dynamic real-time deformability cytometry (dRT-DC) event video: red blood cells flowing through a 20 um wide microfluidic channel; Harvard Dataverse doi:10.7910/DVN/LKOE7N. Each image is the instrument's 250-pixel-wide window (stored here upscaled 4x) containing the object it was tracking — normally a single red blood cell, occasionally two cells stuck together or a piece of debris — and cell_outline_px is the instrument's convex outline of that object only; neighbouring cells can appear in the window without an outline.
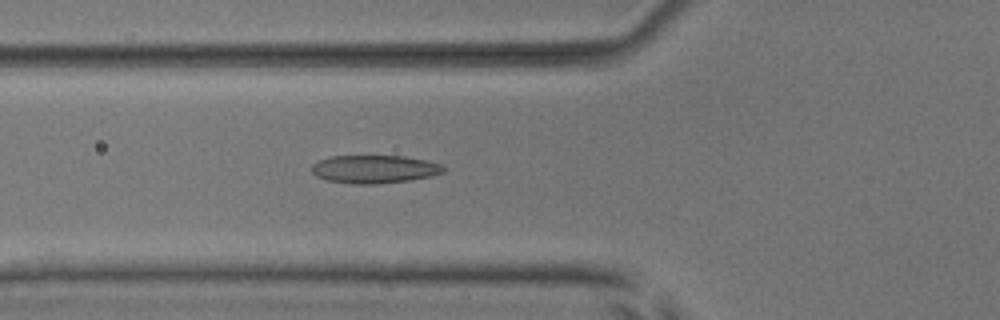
{"species": "common noctule bat (a hibernating species)", "species_latin": "Nyctalus noctula", "temperature_condition": "room temperature", "stored_images_in_passage": 53, "camera_frame_rate_fps": 3000, "um_per_image_px": 0.085, "animal": {"sex": "male", "body_mass_g": 17.9, "forearm_length_mm": 54.2}, "frame": {"image": 1, "passage_image": 20, "time_ms": 6.333, "image_size_px": [1000, 320], "cell_outline_px": [[444, 172], [432, 176], [408, 180], [376, 184], [352, 184], [328, 180], [316, 176], [312, 172], [312, 164], [320, 160], [332, 156], [404, 156], [424, 160], [440, 164], [444, 168]], "centroid_in_image_um": [31.81, 14.38], "position_along_channel_um": 94.0, "area_um2": 21.39}}
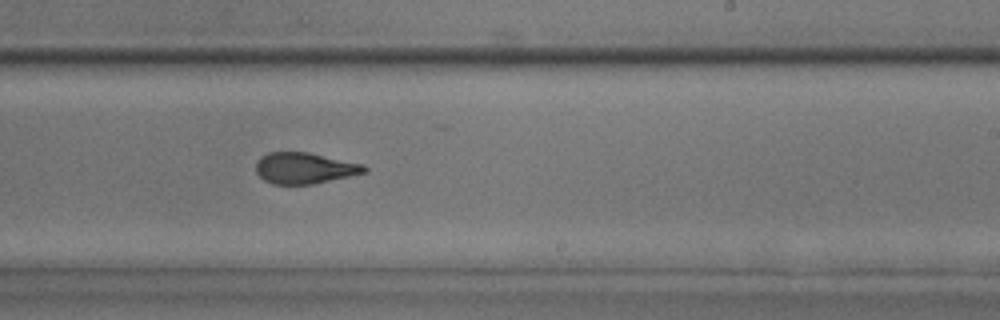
{"frame": {"image": 2, "passage_image": 33, "time_ms": 10.667, "image_size_px": [1000, 320], "cell_outline_px": [[368, 172], [312, 184], [272, 184], [264, 180], [256, 172], [256, 164], [260, 156], [268, 152], [308, 152], [364, 164], [368, 168]], "centroid_in_image_um": [25.89, 14.28], "position_along_channel_um": 263.1, "area_um2": 19.71}}
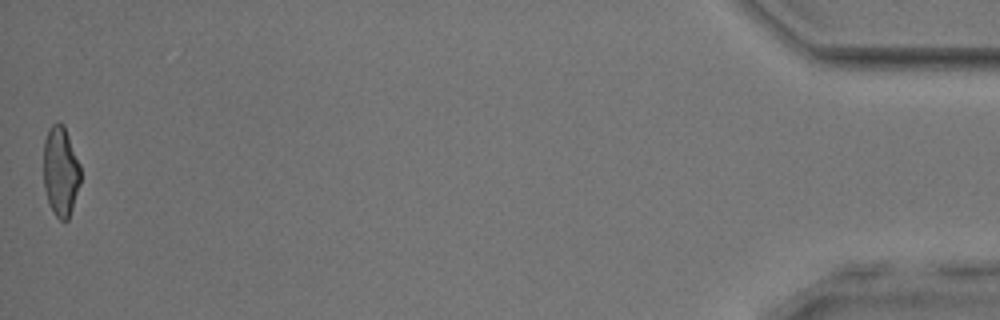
{"frame": {"image": 3, "passage_image": 53, "time_ms": 17.333, "image_size_px": [1000, 320], "cell_outline_px": [[80, 184], [68, 220], [60, 220], [56, 216], [48, 204], [44, 188], [44, 140], [48, 128], [56, 120], [64, 124], [80, 164]], "centroid_in_image_um": [5.15, 14.53], "position_along_channel_um": 430.1, "area_um2": 19.59}, "authors_computed_cell_mechanics": {"area_um2": 20.7502, "velocity_mm_per_s": 3.9133, "shape_relaxation_time_tau1_ms": 8.5146, "shape_relaxation_time_tau2_ms": 1.5119, "deformation_change_tau1": 0.217, "deformation_change_tau2": 0.1003}}